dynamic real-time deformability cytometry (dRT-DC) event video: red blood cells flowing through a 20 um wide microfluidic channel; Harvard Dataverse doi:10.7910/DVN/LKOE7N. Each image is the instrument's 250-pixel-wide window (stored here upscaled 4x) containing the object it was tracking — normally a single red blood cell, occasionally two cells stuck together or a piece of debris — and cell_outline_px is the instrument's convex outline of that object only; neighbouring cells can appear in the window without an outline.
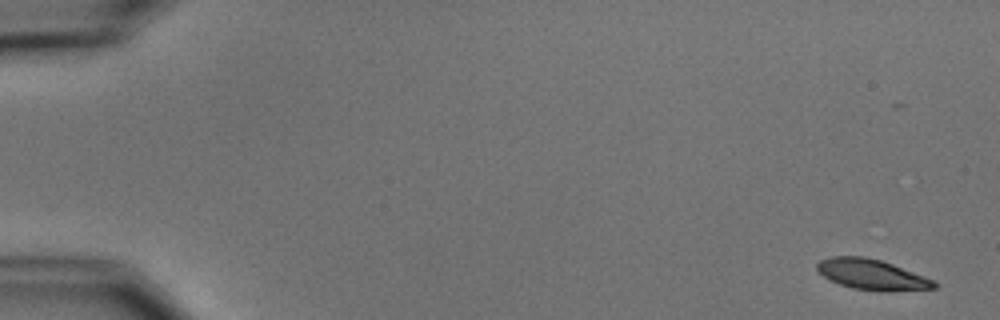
{"species": "common noctule bat (a hibernating species)", "species_latin": "Nyctalus noctula", "temperature_condition": "cold", "stored_images_in_passage": 8, "camera_frame_rate_fps": 3000, "um_per_image_px": 0.085, "animal": {"sex": "male", "body_mass_g": 15.6}, "frame": {"image": 1, "passage_image": 1, "time_ms": 0.0, "image_size_px": [1000, 320], "cell_outline_px": [[940, 284], [936, 288], [884, 292], [880, 292], [852, 288], [828, 280], [816, 268], [816, 264], [820, 260], [832, 256], [864, 256], [880, 260], [892, 264], [936, 280]], "centroid_in_image_um": [74.14, 23.35], "position_along_channel_um": 10.9, "area_um2": 21.04}}
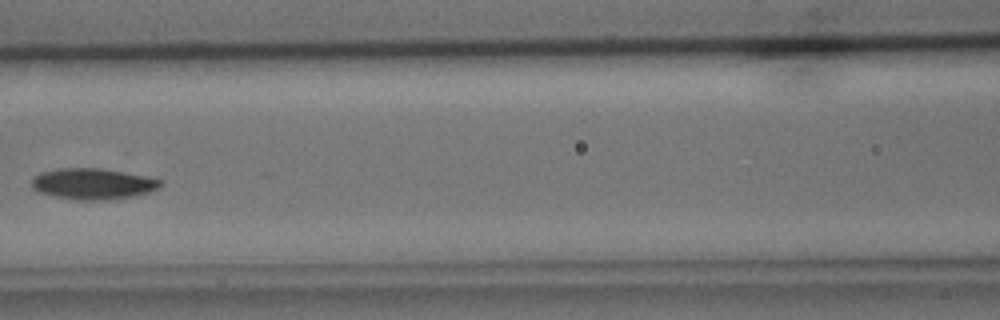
{"frame": {"image": 2, "passage_image": 7, "time_ms": 8.0, "image_size_px": [1000, 320], "cell_outline_px": [[164, 180], [160, 188], [148, 192], [132, 196], [108, 200], [80, 200], [56, 196], [36, 192], [32, 188], [32, 176], [40, 172], [56, 168], [100, 168], [124, 172]], "centroid_in_image_um": [7.87, 15.62], "position_along_channel_um": 158.7, "area_um2": 23.41}}
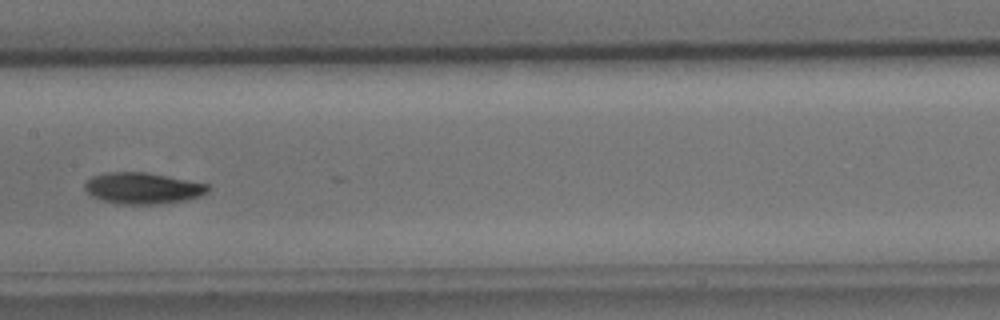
{"frame": {"image": 3, "passage_image": 8, "time_ms": 9.0, "image_size_px": [1000, 320], "cell_outline_px": [[208, 192], [200, 196], [184, 200], [160, 204], [120, 204], [100, 200], [92, 196], [84, 188], [84, 184], [92, 176], [104, 172], [148, 172], [208, 184]], "centroid_in_image_um": [12.11, 15.99], "position_along_channel_um": 195.3, "area_um2": 22.48}}